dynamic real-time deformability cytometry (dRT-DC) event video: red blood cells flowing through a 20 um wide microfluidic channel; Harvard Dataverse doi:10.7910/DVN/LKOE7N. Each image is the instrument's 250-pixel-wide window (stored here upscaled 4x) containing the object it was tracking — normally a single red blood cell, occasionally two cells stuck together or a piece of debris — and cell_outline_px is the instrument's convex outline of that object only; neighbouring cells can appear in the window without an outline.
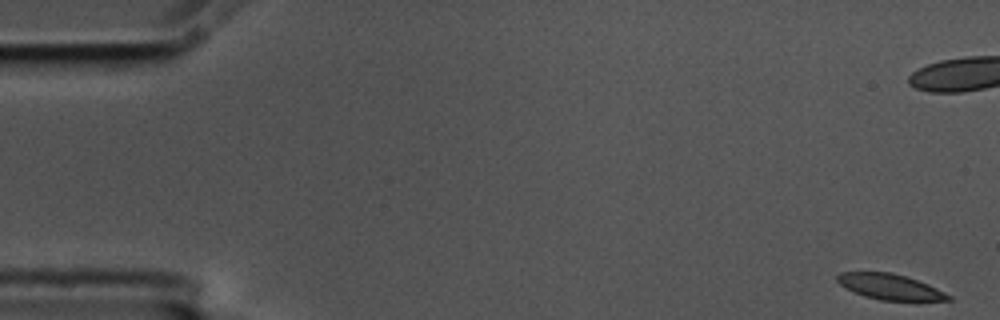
{"species": "common noctule bat (a hibernating species)", "species_latin": "Nyctalus noctula", "temperature_condition": "cold", "stored_images_in_passage": 57, "camera_frame_rate_fps": 3000, "um_per_image_px": 0.085, "animal": {"sex": "male", "body_mass_g": 17.5, "forearm_length_mm": 52.3}, "frame": {"image": 1, "passage_image": 1, "time_ms": 0.0, "image_size_px": [1000, 320], "cell_outline_px": [[952, 300], [916, 304], [880, 300], [864, 296], [840, 284], [836, 280], [836, 276], [840, 272], [892, 272], [928, 284], [952, 296]], "centroid_in_image_um": [75.77, 24.44], "position_along_channel_um": 9.2, "area_um2": 17.28}}
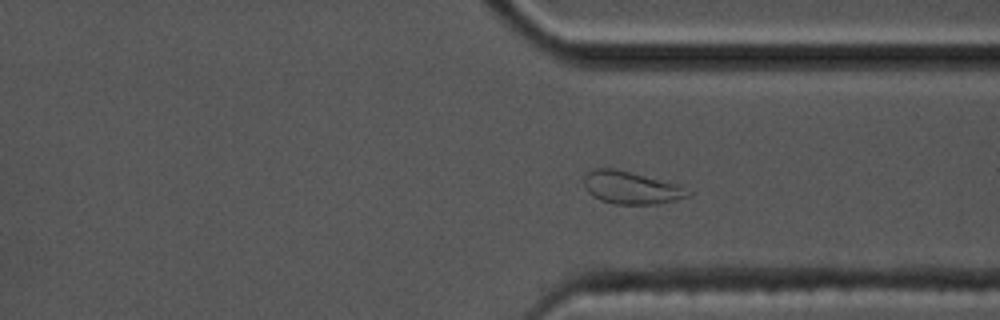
{"frame": {"image": 2, "passage_image": 42, "time_ms": 13.667, "image_size_px": [1000, 320], "cell_outline_px": [[692, 196], [676, 200], [656, 204], [616, 204], [600, 200], [592, 196], [588, 192], [584, 184], [584, 176], [588, 172], [596, 168], [612, 168], [676, 184], [692, 192]], "centroid_in_image_um": [53.64, 15.97], "position_along_channel_um": 357.8, "area_um2": 19.48}}
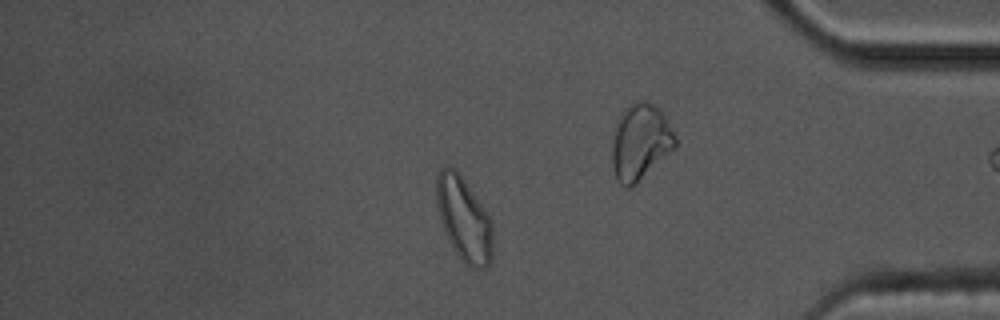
{"frame": {"image": 3, "passage_image": 48, "time_ms": 15.667, "image_size_px": [1000, 320], "cell_outline_px": [[492, 260], [484, 268], [468, 268], [456, 252], [448, 240], [444, 232], [436, 204], [436, 176], [440, 168], [448, 164], [464, 180], [484, 208], [492, 220]], "centroid_in_image_um": [39.42, 18.63], "position_along_channel_um": 395.8, "area_um2": 27.57}, "authors_computed_cell_mechanics": {"area_um2": 18.4382, "velocity_mm_per_s": 3.5166, "shape_relaxation_time_tau1_ms": 7.7738, "shape_relaxation_time_tau2_ms": 3.3396, "deformation_change_tau1": 0.1755, "deformation_change_tau2": 0.0861}}